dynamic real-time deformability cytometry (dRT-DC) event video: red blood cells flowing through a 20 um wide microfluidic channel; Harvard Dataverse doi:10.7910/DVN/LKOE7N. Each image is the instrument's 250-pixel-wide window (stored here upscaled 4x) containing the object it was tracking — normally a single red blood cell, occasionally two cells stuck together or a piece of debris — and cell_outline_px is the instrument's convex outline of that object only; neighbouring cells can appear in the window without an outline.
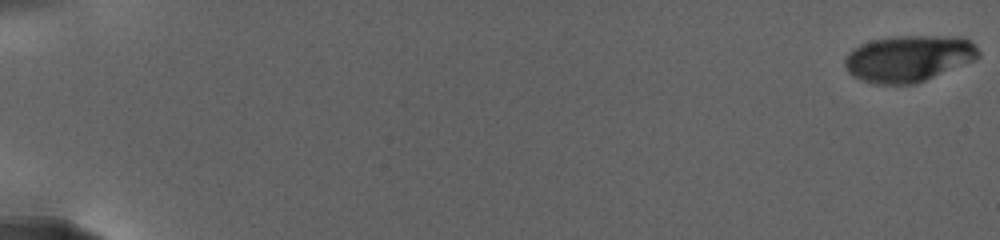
{"species": "human", "species_latin": "Homo sapiens", "temperature_condition": "warm", "stored_images_in_passage": 9, "camera_frame_rate_fps": 3000, "um_per_image_px": 0.085, "donor": {"sex": "female"}, "frame": {"image": 1, "passage_image": 1, "time_ms": 0.0, "image_size_px": [1000, 240], "cell_outline_px": [[980, 56], [972, 60], [916, 84], [876, 84], [864, 80], [848, 72], [844, 64], [844, 60], [860, 44], [872, 40], [900, 36], [920, 36], [968, 40], [980, 52]], "centroid_in_image_um": [77.18, 4.99], "position_along_channel_um": 7.8, "area_um2": 34.91}}